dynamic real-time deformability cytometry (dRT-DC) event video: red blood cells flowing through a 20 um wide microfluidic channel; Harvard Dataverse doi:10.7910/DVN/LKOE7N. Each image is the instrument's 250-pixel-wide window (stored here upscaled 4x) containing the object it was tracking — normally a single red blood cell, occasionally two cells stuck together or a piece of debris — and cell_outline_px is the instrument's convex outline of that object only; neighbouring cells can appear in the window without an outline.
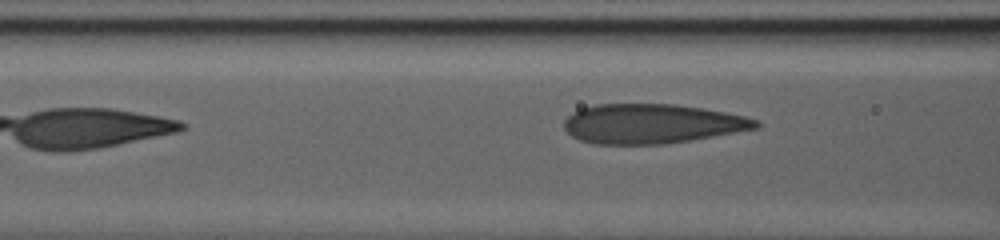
{"species": "human", "species_latin": "Homo sapiens", "temperature_condition": "warm", "stored_images_in_passage": 42, "camera_frame_rate_fps": 3000, "um_per_image_px": 0.085, "donor": {"sex": "male"}, "frame": {"image": 1, "passage_image": 11, "time_ms": 3.333, "image_size_px": [1000, 240], "cell_outline_px": [[760, 128], [664, 144], [592, 144], [580, 140], [572, 136], [564, 128], [564, 120], [572, 112], [580, 108], [596, 104], [676, 104], [724, 112], [744, 116], [760, 120]], "centroid_in_image_um": [55.39, 10.51], "position_along_channel_um": 111.2, "area_um2": 44.16}}
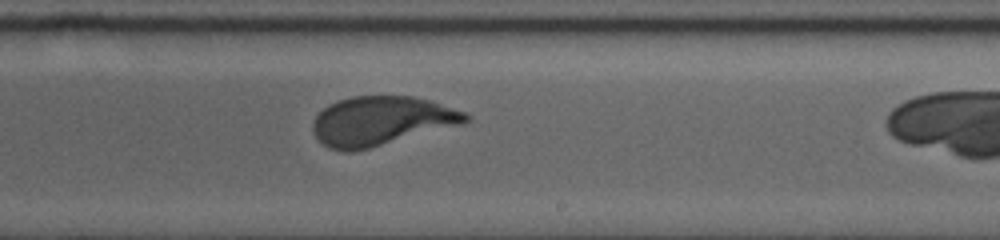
{"frame": {"image": 2, "passage_image": 27, "time_ms": 8.667, "image_size_px": [1000, 240], "cell_outline_px": [[468, 120], [460, 124], [368, 148], [352, 152], [348, 152], [328, 148], [316, 136], [312, 128], [312, 124], [316, 116], [328, 104], [336, 100], [352, 96], [412, 96], [432, 100], [464, 112], [468, 116]], "centroid_in_image_um": [32.36, 10.26], "position_along_channel_um": 256.6, "area_um2": 43.18}}
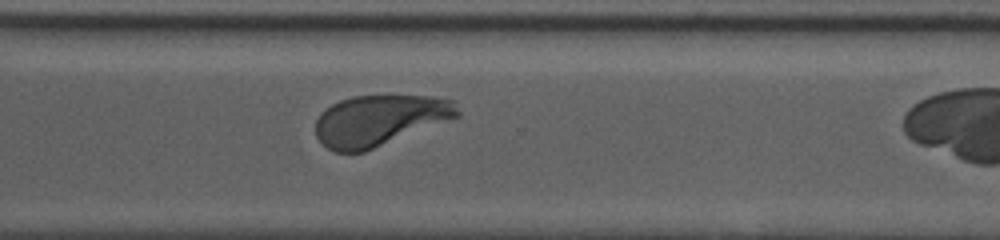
{"frame": {"image": 3, "passage_image": 36, "time_ms": 11.667, "image_size_px": [1000, 240], "cell_outline_px": [[460, 116], [364, 152], [336, 152], [328, 148], [316, 136], [316, 120], [320, 112], [332, 104], [340, 100], [352, 96], [432, 96], [456, 100], [460, 112]], "centroid_in_image_um": [32.28, 10.22], "position_along_channel_um": 338.3, "area_um2": 42.02}}